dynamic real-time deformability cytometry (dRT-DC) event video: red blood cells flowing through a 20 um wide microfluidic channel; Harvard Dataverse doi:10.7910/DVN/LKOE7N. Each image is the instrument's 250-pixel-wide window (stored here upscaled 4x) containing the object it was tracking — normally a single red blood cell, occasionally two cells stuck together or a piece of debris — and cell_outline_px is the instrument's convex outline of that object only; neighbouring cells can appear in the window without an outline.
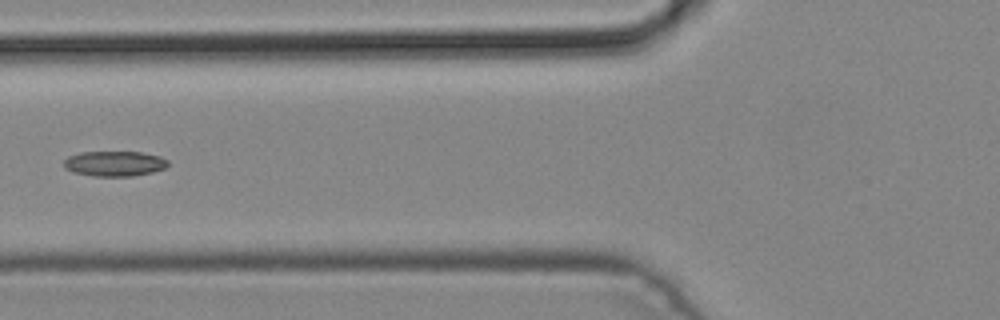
{"species": "common noctule bat (a hibernating species)", "species_latin": "Nyctalus noctula", "temperature_condition": "cold", "stored_images_in_passage": 4, "camera_frame_rate_fps": 3000, "um_per_image_px": 0.085, "animal": {"sex": "male", "body_mass_g": 19.2, "forearm_length_mm": 51.8}, "frame": {"image": 1, "passage_image": 3, "time_ms": 0.667, "image_size_px": [1000, 320], "cell_outline_px": [[168, 164], [164, 168], [152, 172], [132, 176], [92, 176], [72, 172], [64, 168], [64, 160], [68, 156], [80, 152], [140, 152], [160, 156], [168, 160]], "centroid_in_image_um": [9.7, 13.9], "position_along_channel_um": 116.1, "area_um2": 15.32}}
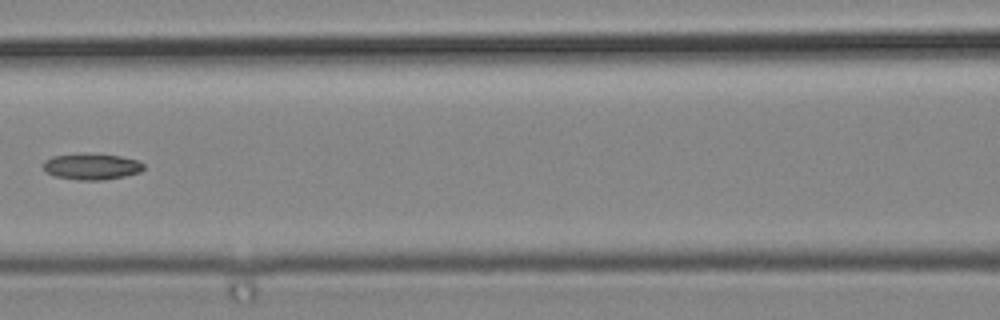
{"frame": {"image": 2, "passage_image": 4, "time_ms": 1.0, "image_size_px": [1000, 320], "cell_outline_px": [[144, 168], [140, 172], [124, 176], [104, 180], [80, 180], [56, 176], [48, 172], [44, 168], [44, 160], [52, 156], [80, 152], [120, 156], [136, 160], [144, 164]], "centroid_in_image_um": [7.78, 14.13], "position_along_channel_um": 158.8, "area_um2": 15.37}}